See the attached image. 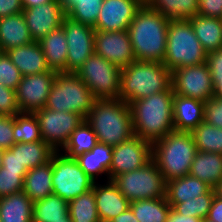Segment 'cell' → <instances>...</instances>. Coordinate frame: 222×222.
Segmentation results:
<instances>
[{
  "instance_id": "obj_43",
  "label": "cell",
  "mask_w": 222,
  "mask_h": 222,
  "mask_svg": "<svg viewBox=\"0 0 222 222\" xmlns=\"http://www.w3.org/2000/svg\"><path fill=\"white\" fill-rule=\"evenodd\" d=\"M204 121L222 128V100L216 97L207 99L204 102Z\"/></svg>"
},
{
  "instance_id": "obj_45",
  "label": "cell",
  "mask_w": 222,
  "mask_h": 222,
  "mask_svg": "<svg viewBox=\"0 0 222 222\" xmlns=\"http://www.w3.org/2000/svg\"><path fill=\"white\" fill-rule=\"evenodd\" d=\"M2 167L6 171L28 172L26 167L18 160V143L14 144L10 149L4 150Z\"/></svg>"
},
{
  "instance_id": "obj_20",
  "label": "cell",
  "mask_w": 222,
  "mask_h": 222,
  "mask_svg": "<svg viewBox=\"0 0 222 222\" xmlns=\"http://www.w3.org/2000/svg\"><path fill=\"white\" fill-rule=\"evenodd\" d=\"M6 53L22 76L50 71L39 42L32 41L28 44L11 48Z\"/></svg>"
},
{
  "instance_id": "obj_15",
  "label": "cell",
  "mask_w": 222,
  "mask_h": 222,
  "mask_svg": "<svg viewBox=\"0 0 222 222\" xmlns=\"http://www.w3.org/2000/svg\"><path fill=\"white\" fill-rule=\"evenodd\" d=\"M151 159L152 144L133 136L129 140L113 147L109 180L119 174L137 170L146 165Z\"/></svg>"
},
{
  "instance_id": "obj_21",
  "label": "cell",
  "mask_w": 222,
  "mask_h": 222,
  "mask_svg": "<svg viewBox=\"0 0 222 222\" xmlns=\"http://www.w3.org/2000/svg\"><path fill=\"white\" fill-rule=\"evenodd\" d=\"M203 121V101L174 94L173 124L175 131L192 132Z\"/></svg>"
},
{
  "instance_id": "obj_4",
  "label": "cell",
  "mask_w": 222,
  "mask_h": 222,
  "mask_svg": "<svg viewBox=\"0 0 222 222\" xmlns=\"http://www.w3.org/2000/svg\"><path fill=\"white\" fill-rule=\"evenodd\" d=\"M171 86V71L162 62L135 60L121 69L118 99L132 102L166 91Z\"/></svg>"
},
{
  "instance_id": "obj_54",
  "label": "cell",
  "mask_w": 222,
  "mask_h": 222,
  "mask_svg": "<svg viewBox=\"0 0 222 222\" xmlns=\"http://www.w3.org/2000/svg\"><path fill=\"white\" fill-rule=\"evenodd\" d=\"M215 195L222 199V179L221 181L214 187Z\"/></svg>"
},
{
  "instance_id": "obj_52",
  "label": "cell",
  "mask_w": 222,
  "mask_h": 222,
  "mask_svg": "<svg viewBox=\"0 0 222 222\" xmlns=\"http://www.w3.org/2000/svg\"><path fill=\"white\" fill-rule=\"evenodd\" d=\"M214 85V97L222 100V75H211Z\"/></svg>"
},
{
  "instance_id": "obj_51",
  "label": "cell",
  "mask_w": 222,
  "mask_h": 222,
  "mask_svg": "<svg viewBox=\"0 0 222 222\" xmlns=\"http://www.w3.org/2000/svg\"><path fill=\"white\" fill-rule=\"evenodd\" d=\"M110 222H139V221L136 219L135 215L133 214V211L129 207L126 211L116 216Z\"/></svg>"
},
{
  "instance_id": "obj_11",
  "label": "cell",
  "mask_w": 222,
  "mask_h": 222,
  "mask_svg": "<svg viewBox=\"0 0 222 222\" xmlns=\"http://www.w3.org/2000/svg\"><path fill=\"white\" fill-rule=\"evenodd\" d=\"M42 140L54 151L60 152L72 132L85 120L74 112L52 111L46 107L35 112Z\"/></svg>"
},
{
  "instance_id": "obj_25",
  "label": "cell",
  "mask_w": 222,
  "mask_h": 222,
  "mask_svg": "<svg viewBox=\"0 0 222 222\" xmlns=\"http://www.w3.org/2000/svg\"><path fill=\"white\" fill-rule=\"evenodd\" d=\"M32 41L23 13L0 18V52Z\"/></svg>"
},
{
  "instance_id": "obj_19",
  "label": "cell",
  "mask_w": 222,
  "mask_h": 222,
  "mask_svg": "<svg viewBox=\"0 0 222 222\" xmlns=\"http://www.w3.org/2000/svg\"><path fill=\"white\" fill-rule=\"evenodd\" d=\"M97 213L101 222H110L130 207L112 180L95 182L93 186Z\"/></svg>"
},
{
  "instance_id": "obj_30",
  "label": "cell",
  "mask_w": 222,
  "mask_h": 222,
  "mask_svg": "<svg viewBox=\"0 0 222 222\" xmlns=\"http://www.w3.org/2000/svg\"><path fill=\"white\" fill-rule=\"evenodd\" d=\"M69 203L56 194H50L33 204L32 222H65Z\"/></svg>"
},
{
  "instance_id": "obj_16",
  "label": "cell",
  "mask_w": 222,
  "mask_h": 222,
  "mask_svg": "<svg viewBox=\"0 0 222 222\" xmlns=\"http://www.w3.org/2000/svg\"><path fill=\"white\" fill-rule=\"evenodd\" d=\"M94 53L120 69L136 60L127 30H95Z\"/></svg>"
},
{
  "instance_id": "obj_46",
  "label": "cell",
  "mask_w": 222,
  "mask_h": 222,
  "mask_svg": "<svg viewBox=\"0 0 222 222\" xmlns=\"http://www.w3.org/2000/svg\"><path fill=\"white\" fill-rule=\"evenodd\" d=\"M198 15L222 19V0H198Z\"/></svg>"
},
{
  "instance_id": "obj_29",
  "label": "cell",
  "mask_w": 222,
  "mask_h": 222,
  "mask_svg": "<svg viewBox=\"0 0 222 222\" xmlns=\"http://www.w3.org/2000/svg\"><path fill=\"white\" fill-rule=\"evenodd\" d=\"M33 204L24 191L0 198L1 222H32Z\"/></svg>"
},
{
  "instance_id": "obj_23",
  "label": "cell",
  "mask_w": 222,
  "mask_h": 222,
  "mask_svg": "<svg viewBox=\"0 0 222 222\" xmlns=\"http://www.w3.org/2000/svg\"><path fill=\"white\" fill-rule=\"evenodd\" d=\"M47 66L56 73H66L67 40L64 29L58 27L39 41Z\"/></svg>"
},
{
  "instance_id": "obj_18",
  "label": "cell",
  "mask_w": 222,
  "mask_h": 222,
  "mask_svg": "<svg viewBox=\"0 0 222 222\" xmlns=\"http://www.w3.org/2000/svg\"><path fill=\"white\" fill-rule=\"evenodd\" d=\"M141 5L136 0H104L94 29L127 30Z\"/></svg>"
},
{
  "instance_id": "obj_5",
  "label": "cell",
  "mask_w": 222,
  "mask_h": 222,
  "mask_svg": "<svg viewBox=\"0 0 222 222\" xmlns=\"http://www.w3.org/2000/svg\"><path fill=\"white\" fill-rule=\"evenodd\" d=\"M197 152L191 132L174 130L152 144V159L165 182L189 175Z\"/></svg>"
},
{
  "instance_id": "obj_28",
  "label": "cell",
  "mask_w": 222,
  "mask_h": 222,
  "mask_svg": "<svg viewBox=\"0 0 222 222\" xmlns=\"http://www.w3.org/2000/svg\"><path fill=\"white\" fill-rule=\"evenodd\" d=\"M52 161L28 170L24 177L23 189L33 202L42 200L53 193Z\"/></svg>"
},
{
  "instance_id": "obj_36",
  "label": "cell",
  "mask_w": 222,
  "mask_h": 222,
  "mask_svg": "<svg viewBox=\"0 0 222 222\" xmlns=\"http://www.w3.org/2000/svg\"><path fill=\"white\" fill-rule=\"evenodd\" d=\"M68 212L72 222H101L93 188L69 202Z\"/></svg>"
},
{
  "instance_id": "obj_41",
  "label": "cell",
  "mask_w": 222,
  "mask_h": 222,
  "mask_svg": "<svg viewBox=\"0 0 222 222\" xmlns=\"http://www.w3.org/2000/svg\"><path fill=\"white\" fill-rule=\"evenodd\" d=\"M27 172L6 171L0 169V198L21 192L23 189L24 177Z\"/></svg>"
},
{
  "instance_id": "obj_6",
  "label": "cell",
  "mask_w": 222,
  "mask_h": 222,
  "mask_svg": "<svg viewBox=\"0 0 222 222\" xmlns=\"http://www.w3.org/2000/svg\"><path fill=\"white\" fill-rule=\"evenodd\" d=\"M207 53L195 35L189 19H171L163 64L172 72L177 68L206 62Z\"/></svg>"
},
{
  "instance_id": "obj_12",
  "label": "cell",
  "mask_w": 222,
  "mask_h": 222,
  "mask_svg": "<svg viewBox=\"0 0 222 222\" xmlns=\"http://www.w3.org/2000/svg\"><path fill=\"white\" fill-rule=\"evenodd\" d=\"M174 94L205 102L214 96V85L207 62L177 68L171 72Z\"/></svg>"
},
{
  "instance_id": "obj_17",
  "label": "cell",
  "mask_w": 222,
  "mask_h": 222,
  "mask_svg": "<svg viewBox=\"0 0 222 222\" xmlns=\"http://www.w3.org/2000/svg\"><path fill=\"white\" fill-rule=\"evenodd\" d=\"M31 38L39 42L52 30L61 27L66 14L58 0L22 11Z\"/></svg>"
},
{
  "instance_id": "obj_31",
  "label": "cell",
  "mask_w": 222,
  "mask_h": 222,
  "mask_svg": "<svg viewBox=\"0 0 222 222\" xmlns=\"http://www.w3.org/2000/svg\"><path fill=\"white\" fill-rule=\"evenodd\" d=\"M104 0H58L70 19L95 27Z\"/></svg>"
},
{
  "instance_id": "obj_40",
  "label": "cell",
  "mask_w": 222,
  "mask_h": 222,
  "mask_svg": "<svg viewBox=\"0 0 222 222\" xmlns=\"http://www.w3.org/2000/svg\"><path fill=\"white\" fill-rule=\"evenodd\" d=\"M19 69L12 63L6 52H0V83L16 90L22 79Z\"/></svg>"
},
{
  "instance_id": "obj_35",
  "label": "cell",
  "mask_w": 222,
  "mask_h": 222,
  "mask_svg": "<svg viewBox=\"0 0 222 222\" xmlns=\"http://www.w3.org/2000/svg\"><path fill=\"white\" fill-rule=\"evenodd\" d=\"M55 152L43 140L32 143H18V160L27 170L48 163Z\"/></svg>"
},
{
  "instance_id": "obj_57",
  "label": "cell",
  "mask_w": 222,
  "mask_h": 222,
  "mask_svg": "<svg viewBox=\"0 0 222 222\" xmlns=\"http://www.w3.org/2000/svg\"><path fill=\"white\" fill-rule=\"evenodd\" d=\"M202 222H215L214 220L212 219H209L208 217L206 219H203Z\"/></svg>"
},
{
  "instance_id": "obj_27",
  "label": "cell",
  "mask_w": 222,
  "mask_h": 222,
  "mask_svg": "<svg viewBox=\"0 0 222 222\" xmlns=\"http://www.w3.org/2000/svg\"><path fill=\"white\" fill-rule=\"evenodd\" d=\"M189 175L214 188L222 179V154L198 151L191 163Z\"/></svg>"
},
{
  "instance_id": "obj_50",
  "label": "cell",
  "mask_w": 222,
  "mask_h": 222,
  "mask_svg": "<svg viewBox=\"0 0 222 222\" xmlns=\"http://www.w3.org/2000/svg\"><path fill=\"white\" fill-rule=\"evenodd\" d=\"M167 222H202V220L197 217L181 215L171 209Z\"/></svg>"
},
{
  "instance_id": "obj_38",
  "label": "cell",
  "mask_w": 222,
  "mask_h": 222,
  "mask_svg": "<svg viewBox=\"0 0 222 222\" xmlns=\"http://www.w3.org/2000/svg\"><path fill=\"white\" fill-rule=\"evenodd\" d=\"M13 136L16 143L41 141L39 123L35 113L20 112L13 120Z\"/></svg>"
},
{
  "instance_id": "obj_37",
  "label": "cell",
  "mask_w": 222,
  "mask_h": 222,
  "mask_svg": "<svg viewBox=\"0 0 222 222\" xmlns=\"http://www.w3.org/2000/svg\"><path fill=\"white\" fill-rule=\"evenodd\" d=\"M191 134L198 151L222 154V128L203 121Z\"/></svg>"
},
{
  "instance_id": "obj_49",
  "label": "cell",
  "mask_w": 222,
  "mask_h": 222,
  "mask_svg": "<svg viewBox=\"0 0 222 222\" xmlns=\"http://www.w3.org/2000/svg\"><path fill=\"white\" fill-rule=\"evenodd\" d=\"M207 217L215 222H222V199L216 195L213 198Z\"/></svg>"
},
{
  "instance_id": "obj_14",
  "label": "cell",
  "mask_w": 222,
  "mask_h": 222,
  "mask_svg": "<svg viewBox=\"0 0 222 222\" xmlns=\"http://www.w3.org/2000/svg\"><path fill=\"white\" fill-rule=\"evenodd\" d=\"M56 74L55 71L50 70L49 72L22 77L16 89L20 112L35 113L46 106Z\"/></svg>"
},
{
  "instance_id": "obj_56",
  "label": "cell",
  "mask_w": 222,
  "mask_h": 222,
  "mask_svg": "<svg viewBox=\"0 0 222 222\" xmlns=\"http://www.w3.org/2000/svg\"><path fill=\"white\" fill-rule=\"evenodd\" d=\"M3 155H4V149H0V169L2 167V158H3Z\"/></svg>"
},
{
  "instance_id": "obj_58",
  "label": "cell",
  "mask_w": 222,
  "mask_h": 222,
  "mask_svg": "<svg viewBox=\"0 0 222 222\" xmlns=\"http://www.w3.org/2000/svg\"><path fill=\"white\" fill-rule=\"evenodd\" d=\"M65 222H72V219L70 218V216H67V217L65 218Z\"/></svg>"
},
{
  "instance_id": "obj_34",
  "label": "cell",
  "mask_w": 222,
  "mask_h": 222,
  "mask_svg": "<svg viewBox=\"0 0 222 222\" xmlns=\"http://www.w3.org/2000/svg\"><path fill=\"white\" fill-rule=\"evenodd\" d=\"M148 7L170 20L198 15V0H152Z\"/></svg>"
},
{
  "instance_id": "obj_22",
  "label": "cell",
  "mask_w": 222,
  "mask_h": 222,
  "mask_svg": "<svg viewBox=\"0 0 222 222\" xmlns=\"http://www.w3.org/2000/svg\"><path fill=\"white\" fill-rule=\"evenodd\" d=\"M112 151V146L97 142L91 151L81 154L75 159L92 180L95 182L106 181L109 180Z\"/></svg>"
},
{
  "instance_id": "obj_10",
  "label": "cell",
  "mask_w": 222,
  "mask_h": 222,
  "mask_svg": "<svg viewBox=\"0 0 222 222\" xmlns=\"http://www.w3.org/2000/svg\"><path fill=\"white\" fill-rule=\"evenodd\" d=\"M51 161L53 194L69 203L93 188L95 181L83 171L76 159L55 152Z\"/></svg>"
},
{
  "instance_id": "obj_1",
  "label": "cell",
  "mask_w": 222,
  "mask_h": 222,
  "mask_svg": "<svg viewBox=\"0 0 222 222\" xmlns=\"http://www.w3.org/2000/svg\"><path fill=\"white\" fill-rule=\"evenodd\" d=\"M172 85L161 93L129 104L134 136L151 144L174 131Z\"/></svg>"
},
{
  "instance_id": "obj_33",
  "label": "cell",
  "mask_w": 222,
  "mask_h": 222,
  "mask_svg": "<svg viewBox=\"0 0 222 222\" xmlns=\"http://www.w3.org/2000/svg\"><path fill=\"white\" fill-rule=\"evenodd\" d=\"M97 136L91 126L84 120L70 135L69 140L60 151L68 158H77L79 155L91 151L97 144Z\"/></svg>"
},
{
  "instance_id": "obj_7",
  "label": "cell",
  "mask_w": 222,
  "mask_h": 222,
  "mask_svg": "<svg viewBox=\"0 0 222 222\" xmlns=\"http://www.w3.org/2000/svg\"><path fill=\"white\" fill-rule=\"evenodd\" d=\"M95 100L94 94L75 73H57L45 107L52 111L74 112L86 118Z\"/></svg>"
},
{
  "instance_id": "obj_26",
  "label": "cell",
  "mask_w": 222,
  "mask_h": 222,
  "mask_svg": "<svg viewBox=\"0 0 222 222\" xmlns=\"http://www.w3.org/2000/svg\"><path fill=\"white\" fill-rule=\"evenodd\" d=\"M189 20L206 53L222 48L221 18L196 15Z\"/></svg>"
},
{
  "instance_id": "obj_47",
  "label": "cell",
  "mask_w": 222,
  "mask_h": 222,
  "mask_svg": "<svg viewBox=\"0 0 222 222\" xmlns=\"http://www.w3.org/2000/svg\"><path fill=\"white\" fill-rule=\"evenodd\" d=\"M20 0H0V18L22 13Z\"/></svg>"
},
{
  "instance_id": "obj_8",
  "label": "cell",
  "mask_w": 222,
  "mask_h": 222,
  "mask_svg": "<svg viewBox=\"0 0 222 222\" xmlns=\"http://www.w3.org/2000/svg\"><path fill=\"white\" fill-rule=\"evenodd\" d=\"M112 181L129 202L165 197L166 182L153 159L137 170L115 176Z\"/></svg>"
},
{
  "instance_id": "obj_3",
  "label": "cell",
  "mask_w": 222,
  "mask_h": 222,
  "mask_svg": "<svg viewBox=\"0 0 222 222\" xmlns=\"http://www.w3.org/2000/svg\"><path fill=\"white\" fill-rule=\"evenodd\" d=\"M85 120L99 143L114 147L134 136L130 107L120 99H96Z\"/></svg>"
},
{
  "instance_id": "obj_42",
  "label": "cell",
  "mask_w": 222,
  "mask_h": 222,
  "mask_svg": "<svg viewBox=\"0 0 222 222\" xmlns=\"http://www.w3.org/2000/svg\"><path fill=\"white\" fill-rule=\"evenodd\" d=\"M19 113L16 90L0 83V115L16 116Z\"/></svg>"
},
{
  "instance_id": "obj_48",
  "label": "cell",
  "mask_w": 222,
  "mask_h": 222,
  "mask_svg": "<svg viewBox=\"0 0 222 222\" xmlns=\"http://www.w3.org/2000/svg\"><path fill=\"white\" fill-rule=\"evenodd\" d=\"M206 62L209 66L211 75H222V48L207 53Z\"/></svg>"
},
{
  "instance_id": "obj_32",
  "label": "cell",
  "mask_w": 222,
  "mask_h": 222,
  "mask_svg": "<svg viewBox=\"0 0 222 222\" xmlns=\"http://www.w3.org/2000/svg\"><path fill=\"white\" fill-rule=\"evenodd\" d=\"M130 208L139 222H167L172 209L165 197L132 201Z\"/></svg>"
},
{
  "instance_id": "obj_44",
  "label": "cell",
  "mask_w": 222,
  "mask_h": 222,
  "mask_svg": "<svg viewBox=\"0 0 222 222\" xmlns=\"http://www.w3.org/2000/svg\"><path fill=\"white\" fill-rule=\"evenodd\" d=\"M15 116L0 115V149H10L15 144L13 120Z\"/></svg>"
},
{
  "instance_id": "obj_53",
  "label": "cell",
  "mask_w": 222,
  "mask_h": 222,
  "mask_svg": "<svg viewBox=\"0 0 222 222\" xmlns=\"http://www.w3.org/2000/svg\"><path fill=\"white\" fill-rule=\"evenodd\" d=\"M23 6V9L30 8L34 6H39L42 4H48L54 0H20Z\"/></svg>"
},
{
  "instance_id": "obj_24",
  "label": "cell",
  "mask_w": 222,
  "mask_h": 222,
  "mask_svg": "<svg viewBox=\"0 0 222 222\" xmlns=\"http://www.w3.org/2000/svg\"><path fill=\"white\" fill-rule=\"evenodd\" d=\"M211 189L212 187L206 182L200 181L198 178L190 175H185L166 182L165 198L171 207H173L176 203L207 194Z\"/></svg>"
},
{
  "instance_id": "obj_13",
  "label": "cell",
  "mask_w": 222,
  "mask_h": 222,
  "mask_svg": "<svg viewBox=\"0 0 222 222\" xmlns=\"http://www.w3.org/2000/svg\"><path fill=\"white\" fill-rule=\"evenodd\" d=\"M62 28L67 40L66 73H75L94 53L95 29L65 17Z\"/></svg>"
},
{
  "instance_id": "obj_39",
  "label": "cell",
  "mask_w": 222,
  "mask_h": 222,
  "mask_svg": "<svg viewBox=\"0 0 222 222\" xmlns=\"http://www.w3.org/2000/svg\"><path fill=\"white\" fill-rule=\"evenodd\" d=\"M214 196L215 191L214 188H212L207 194L176 203L172 209L181 215L197 217L203 220L206 219L209 214Z\"/></svg>"
},
{
  "instance_id": "obj_55",
  "label": "cell",
  "mask_w": 222,
  "mask_h": 222,
  "mask_svg": "<svg viewBox=\"0 0 222 222\" xmlns=\"http://www.w3.org/2000/svg\"><path fill=\"white\" fill-rule=\"evenodd\" d=\"M141 6H148L152 0H136Z\"/></svg>"
},
{
  "instance_id": "obj_9",
  "label": "cell",
  "mask_w": 222,
  "mask_h": 222,
  "mask_svg": "<svg viewBox=\"0 0 222 222\" xmlns=\"http://www.w3.org/2000/svg\"><path fill=\"white\" fill-rule=\"evenodd\" d=\"M75 74L88 86L96 99H118L121 69L93 53Z\"/></svg>"
},
{
  "instance_id": "obj_2",
  "label": "cell",
  "mask_w": 222,
  "mask_h": 222,
  "mask_svg": "<svg viewBox=\"0 0 222 222\" xmlns=\"http://www.w3.org/2000/svg\"><path fill=\"white\" fill-rule=\"evenodd\" d=\"M169 22L161 13L141 6L127 28L136 60L163 62Z\"/></svg>"
}]
</instances>
